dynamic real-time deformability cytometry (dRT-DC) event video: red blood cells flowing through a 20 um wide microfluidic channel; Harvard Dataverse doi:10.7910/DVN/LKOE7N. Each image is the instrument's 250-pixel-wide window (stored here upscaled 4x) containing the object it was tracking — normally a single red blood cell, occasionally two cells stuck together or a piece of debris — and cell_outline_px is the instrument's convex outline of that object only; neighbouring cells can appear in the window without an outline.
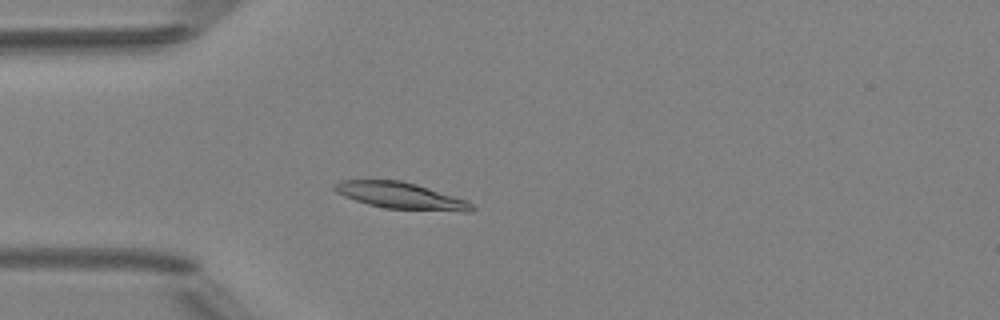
{"species": "Egyptian fruit bat (a non-hibernating species)", "species_latin": "Rousettus aegyptiacus", "temperature_condition": "room temperature", "stored_images_in_passage": 5, "camera_frame_rate_fps": 3000, "um_per_image_px": 0.085, "animal": {"sex": "female"}, "frame": {"image": 1, "passage_image": 5, "time_ms": 4.333, "image_size_px": [1000, 320], "cell_outline_px": [[476, 208], [472, 212], [464, 212], [384, 208], [368, 204], [344, 196], [336, 192], [332, 188], [332, 184], [340, 180], [400, 180], [416, 184], [468, 200]], "centroid_in_image_um": [34.09, 16.64], "position_along_channel_um": 50.9, "area_um2": 21.39}}